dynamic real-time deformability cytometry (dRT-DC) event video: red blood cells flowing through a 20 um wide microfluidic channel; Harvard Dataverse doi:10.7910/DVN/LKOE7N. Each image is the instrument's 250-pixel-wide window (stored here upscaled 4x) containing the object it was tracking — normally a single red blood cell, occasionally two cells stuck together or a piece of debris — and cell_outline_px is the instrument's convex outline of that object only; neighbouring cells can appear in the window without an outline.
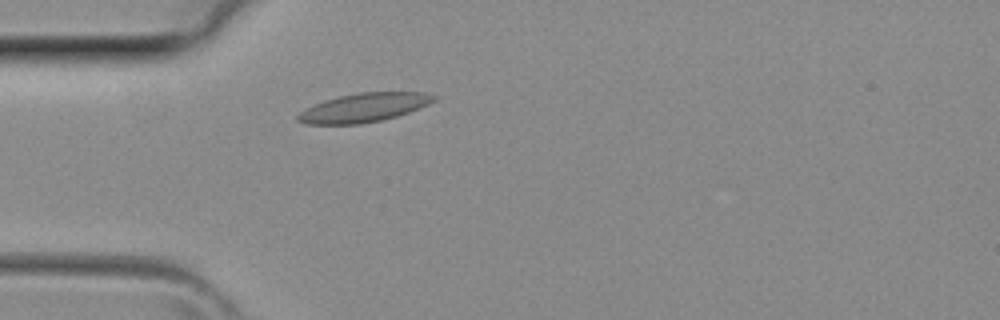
{"species": "common noctule bat (a hibernating species)", "species_latin": "Nyctalus noctula", "temperature_condition": "room temperature", "stored_images_in_passage": 3, "camera_frame_rate_fps": 3000, "um_per_image_px": 0.085, "animal": {"sex": "female", "body_mass_g": 29.2, "forearm_length_mm": 56.3}, "frame": {"image": 1, "passage_image": 3, "time_ms": 0.667, "image_size_px": [1000, 320], "cell_outline_px": [[440, 96], [436, 100], [428, 104], [408, 112], [396, 116], [380, 120], [360, 124], [304, 124], [296, 120], [296, 116], [304, 108], [324, 100], [340, 96], [360, 92], [424, 92]], "centroid_in_image_um": [30.91, 9.14], "position_along_channel_um": 54.1, "area_um2": 22.89}}